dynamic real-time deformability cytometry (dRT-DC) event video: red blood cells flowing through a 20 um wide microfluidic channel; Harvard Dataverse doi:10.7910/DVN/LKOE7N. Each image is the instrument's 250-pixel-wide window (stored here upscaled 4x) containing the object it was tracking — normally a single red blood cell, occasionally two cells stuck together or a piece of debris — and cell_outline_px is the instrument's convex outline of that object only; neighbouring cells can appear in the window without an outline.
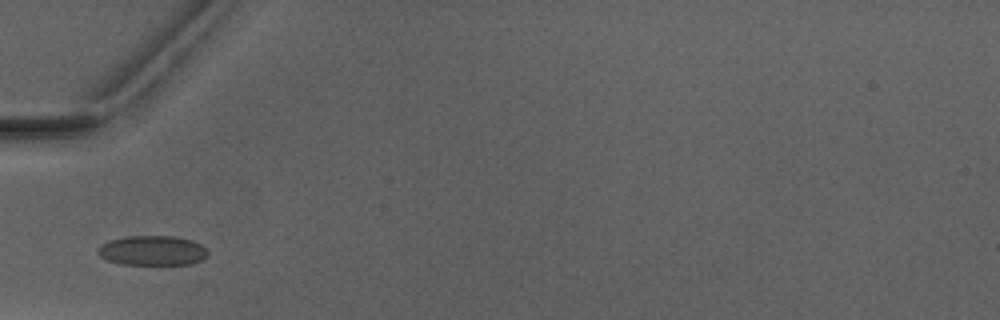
{"species": "Egyptian fruit bat (a non-hibernating species)", "species_latin": "Rousettus aegyptiacus", "temperature_condition": "warm", "stored_images_in_passage": 3, "camera_frame_rate_fps": 3000, "um_per_image_px": 0.085, "animal": {"sex": "male"}, "frame": {"image": 1, "passage_image": 3, "time_ms": 2.333, "image_size_px": [1000, 320], "cell_outline_px": [[208, 252], [200, 260], [192, 264], [120, 264], [108, 260], [100, 256], [96, 252], [108, 240], [128, 236], [176, 236], [192, 240], [200, 244]], "centroid_in_image_um": [12.94, 21.29], "position_along_channel_um": 72.1, "area_um2": 18.84}}